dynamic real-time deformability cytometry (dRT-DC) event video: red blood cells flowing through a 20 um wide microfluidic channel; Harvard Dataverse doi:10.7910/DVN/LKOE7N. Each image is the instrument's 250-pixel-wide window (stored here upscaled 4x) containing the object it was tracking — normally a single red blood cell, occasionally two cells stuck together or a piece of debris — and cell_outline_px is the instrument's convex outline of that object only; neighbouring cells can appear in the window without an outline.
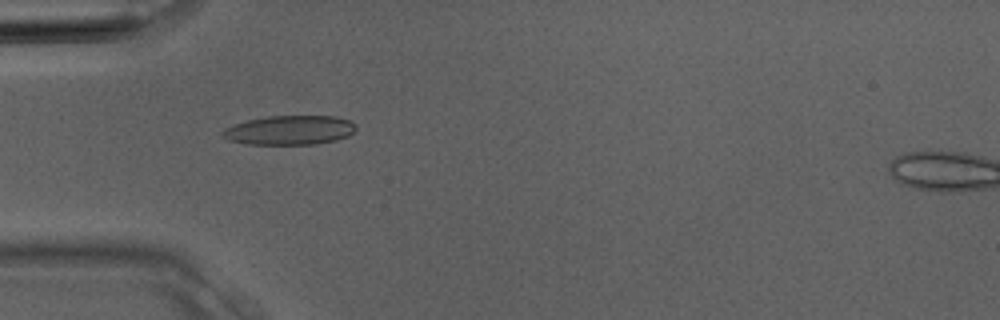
{"species": "Egyptian fruit bat (a non-hibernating species)", "species_latin": "Rousettus aegyptiacus", "temperature_condition": "room temperature", "stored_images_in_passage": 4, "camera_frame_rate_fps": 3000, "um_per_image_px": 0.085, "animal": {"sex": "male"}, "frame": {"image": 1, "passage_image": 4, "time_ms": 1.0, "image_size_px": [1000, 320], "cell_outline_px": [[356, 128], [348, 136], [336, 140], [316, 144], [248, 144], [228, 140], [220, 136], [220, 132], [224, 128], [232, 124], [248, 120], [268, 116], [336, 116], [348, 120], [356, 124]], "centroid_in_image_um": [24.58, 11.06], "position_along_channel_um": 60.4, "area_um2": 22.89}}